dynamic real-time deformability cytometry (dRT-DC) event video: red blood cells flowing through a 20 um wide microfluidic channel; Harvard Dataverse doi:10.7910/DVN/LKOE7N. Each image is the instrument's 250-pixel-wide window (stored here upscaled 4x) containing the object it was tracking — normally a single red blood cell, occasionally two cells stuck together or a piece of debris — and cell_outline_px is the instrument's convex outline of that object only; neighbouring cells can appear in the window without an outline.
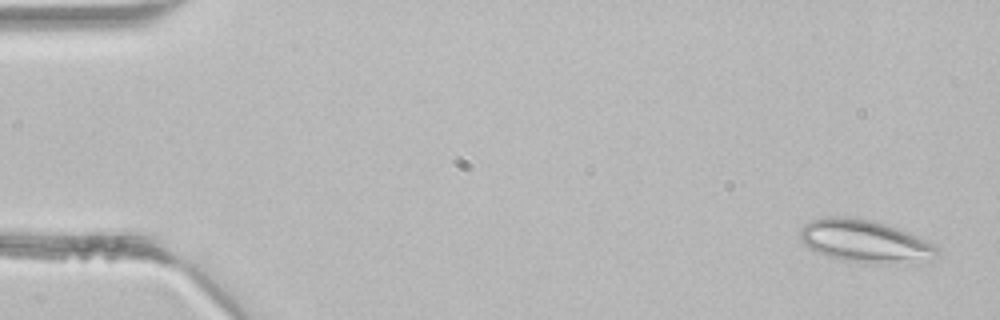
{"species": "common noctule bat (a hibernating species)", "species_latin": "Nyctalus noctula", "temperature_condition": "room temperature", "stored_images_in_passage": 5, "camera_frame_rate_fps": 3000, "um_per_image_px": 0.085, "animal": {"sex": "male", "body_mass_g": 21.5, "forearm_length_mm": 52.0}, "frame": {"image": 1, "passage_image": 1, "time_ms": 0.0, "image_size_px": [1000, 320], "cell_outline_px": [[940, 256], [932, 264], [864, 264], [844, 260], [828, 256], [816, 252], [808, 248], [800, 240], [800, 228], [804, 224], [812, 220], [828, 216], [856, 216], [872, 220], [900, 228], [936, 244], [940, 248]], "centroid_in_image_um": [73.67, 20.54], "position_along_channel_um": 11.3, "area_um2": 35.72}}